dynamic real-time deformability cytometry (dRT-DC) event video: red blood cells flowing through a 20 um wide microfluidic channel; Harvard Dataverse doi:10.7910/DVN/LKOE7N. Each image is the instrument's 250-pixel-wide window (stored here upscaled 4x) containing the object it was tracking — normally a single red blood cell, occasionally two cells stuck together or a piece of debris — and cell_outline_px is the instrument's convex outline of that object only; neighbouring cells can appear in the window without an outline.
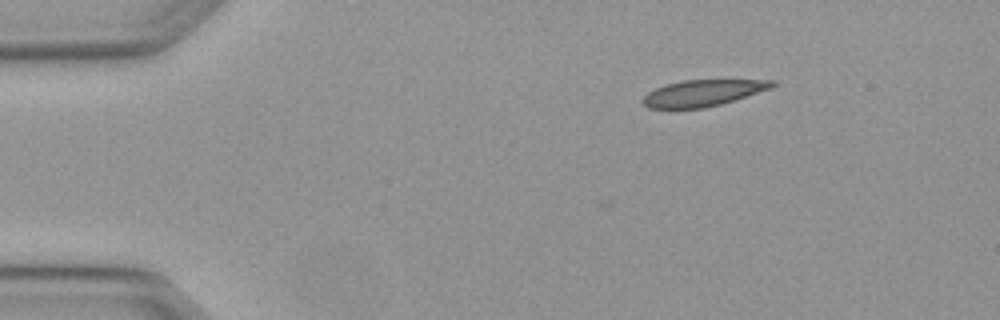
{"species": "Egyptian fruit bat (a non-hibernating species)", "species_latin": "Rousettus aegyptiacus", "temperature_condition": "warm", "stored_images_in_passage": 7, "camera_frame_rate_fps": 3000, "um_per_image_px": 0.085, "animal": {"sex": "female"}, "frame": {"image": 1, "passage_image": 2, "time_ms": 0.333, "image_size_px": [1000, 320], "cell_outline_px": [[776, 84], [772, 88], [720, 104], [704, 108], [648, 108], [644, 104], [644, 96], [648, 92], [656, 88], [680, 80], [776, 80]], "centroid_in_image_um": [59.76, 7.9], "position_along_channel_um": 25.2, "area_um2": 19.59}}
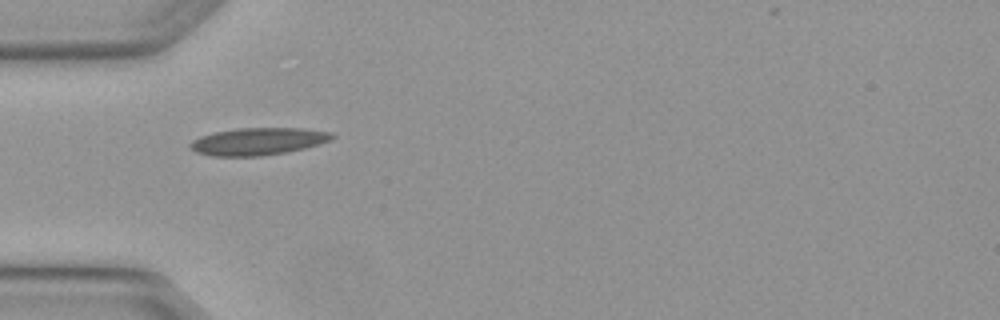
{"frame": {"image": 2, "passage_image": 4, "time_ms": 1.0, "image_size_px": [1000, 320], "cell_outline_px": [[336, 136], [332, 140], [304, 148], [284, 152], [260, 156], [212, 156], [196, 152], [188, 148], [188, 144], [192, 140], [200, 136], [212, 132], [236, 128], [300, 128], [332, 132]], "centroid_in_image_um": [21.89, 12.01], "position_along_channel_um": 63.1, "area_um2": 22.72}}
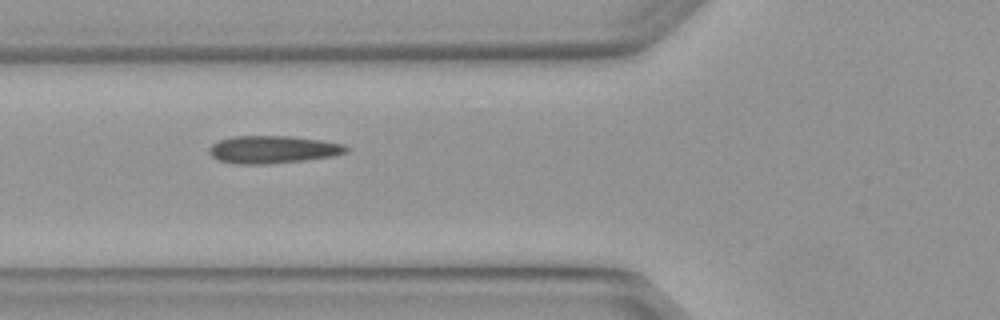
{"frame": {"image": 3, "passage_image": 5, "time_ms": 1.333, "image_size_px": [1000, 320], "cell_outline_px": [[348, 152], [332, 156], [304, 160], [268, 164], [232, 164], [216, 160], [208, 152], [208, 148], [212, 144], [220, 140], [232, 136], [288, 136], [324, 140], [344, 144], [348, 148]], "centroid_in_image_um": [23.16, 12.71], "position_along_channel_um": 102.6, "area_um2": 22.25}}